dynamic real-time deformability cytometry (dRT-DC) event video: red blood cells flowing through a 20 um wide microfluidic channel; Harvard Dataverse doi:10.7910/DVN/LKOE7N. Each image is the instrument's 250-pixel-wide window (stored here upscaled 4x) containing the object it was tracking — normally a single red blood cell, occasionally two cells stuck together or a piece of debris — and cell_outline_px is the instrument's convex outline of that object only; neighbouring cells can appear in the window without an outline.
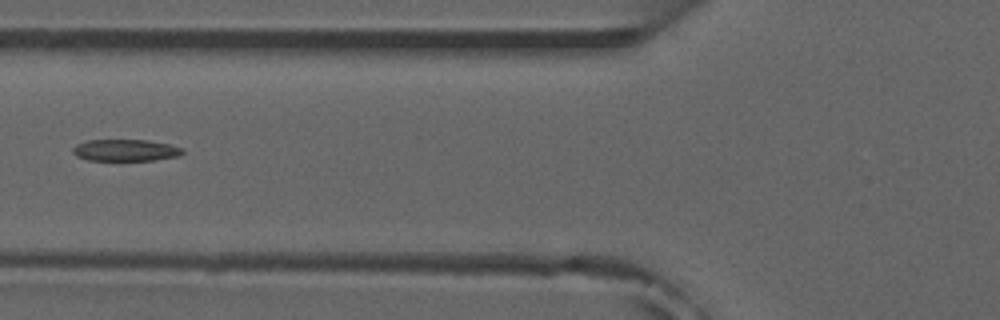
{"species": "common noctule bat (a hibernating species)", "species_latin": "Nyctalus noctula", "temperature_condition": "room temperature", "stored_images_in_passage": 3, "camera_frame_rate_fps": 3000, "um_per_image_px": 0.085, "animal": {"sex": "male", "forearm_length_mm": 52.5}, "frame": {"image": 1, "passage_image": 3, "time_ms": 2.333, "image_size_px": [1000, 320], "cell_outline_px": [[184, 152], [180, 156], [152, 160], [88, 160], [76, 156], [72, 152], [72, 148], [76, 144], [88, 140], [148, 140], [168, 144], [184, 148]], "centroid_in_image_um": [10.67, 12.77], "position_along_channel_um": 115.1, "area_um2": 13.93}}